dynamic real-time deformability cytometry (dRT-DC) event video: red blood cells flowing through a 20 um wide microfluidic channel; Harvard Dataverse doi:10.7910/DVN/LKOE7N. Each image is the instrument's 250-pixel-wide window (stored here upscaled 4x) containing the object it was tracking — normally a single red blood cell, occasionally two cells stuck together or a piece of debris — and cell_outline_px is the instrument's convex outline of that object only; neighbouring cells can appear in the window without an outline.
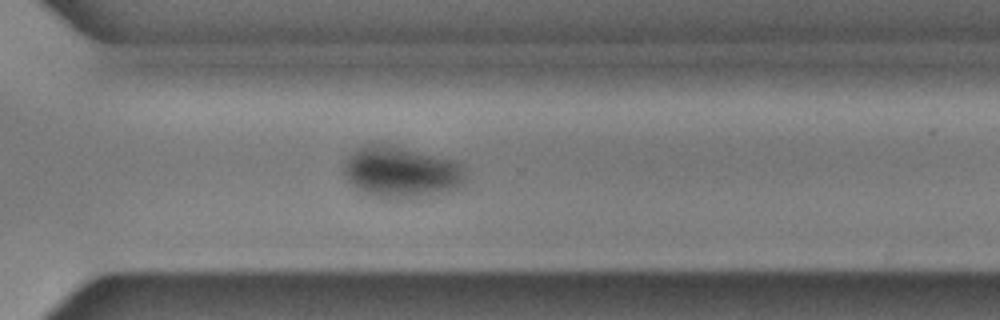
{"species": "common noctule bat (a hibernating species)", "species_latin": "Nyctalus noctula", "temperature_condition": "cold", "stored_images_in_passage": 42, "camera_frame_rate_fps": 3000, "um_per_image_px": 0.085, "animal": {"sex": "male", "body_mass_g": 17.9, "forearm_length_mm": 54.2}, "frame": {"image": 1, "passage_image": 25, "time_ms": 8.0, "image_size_px": [1000, 320], "cell_outline_px": [[468, 180], [464, 184], [452, 192], [428, 196], [400, 200], [388, 200], [376, 196], [360, 188], [348, 180], [344, 176], [344, 160], [352, 152], [364, 144], [380, 144], [400, 148], [456, 160], [464, 164], [468, 168]], "centroid_in_image_um": [34.23, 14.66], "position_along_channel_um": 336.4, "area_um2": 36.99}}
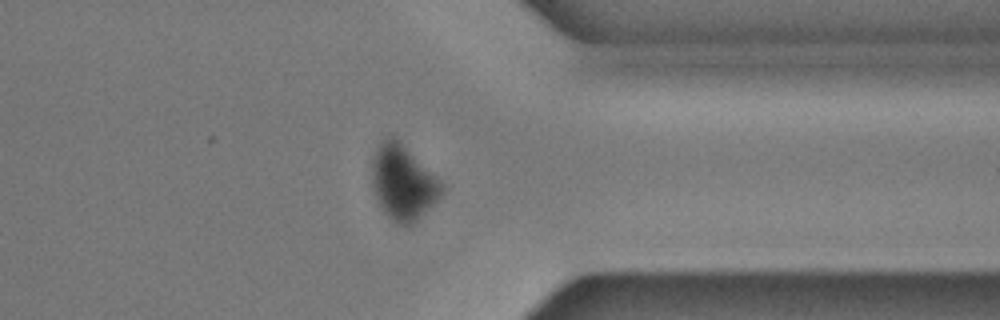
{"frame": {"image": 2, "passage_image": 29, "time_ms": 9.333, "image_size_px": [1000, 320], "cell_outline_px": [[444, 192], [412, 224], [396, 224], [384, 212], [376, 200], [372, 188], [372, 160], [376, 148], [388, 136], [396, 136], [444, 184]], "centroid_in_image_um": [34.24, 15.49], "position_along_channel_um": 377.2, "area_um2": 30.29}}
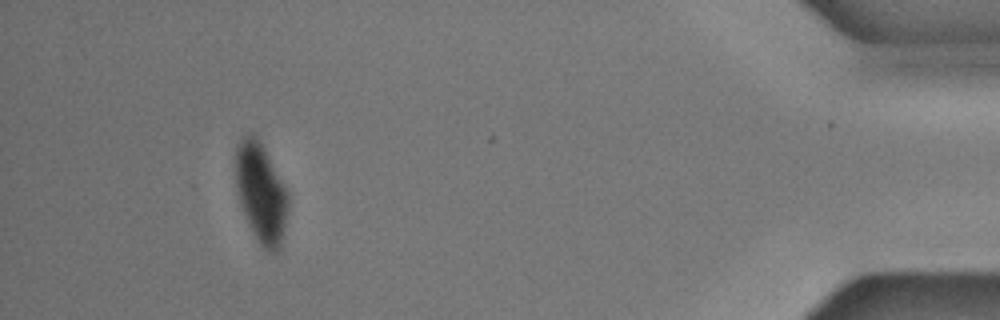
{"frame": {"image": 3, "passage_image": 37, "time_ms": 12.0, "image_size_px": [1000, 320], "cell_outline_px": [[288, 208], [284, 236], [280, 248], [276, 252], [268, 252], [256, 240], [240, 204], [236, 192], [236, 148], [240, 140], [248, 132], [252, 132], [260, 140], [288, 192]], "centroid_in_image_um": [22.19, 16.41], "position_along_channel_um": 413.0, "area_um2": 30.63}}